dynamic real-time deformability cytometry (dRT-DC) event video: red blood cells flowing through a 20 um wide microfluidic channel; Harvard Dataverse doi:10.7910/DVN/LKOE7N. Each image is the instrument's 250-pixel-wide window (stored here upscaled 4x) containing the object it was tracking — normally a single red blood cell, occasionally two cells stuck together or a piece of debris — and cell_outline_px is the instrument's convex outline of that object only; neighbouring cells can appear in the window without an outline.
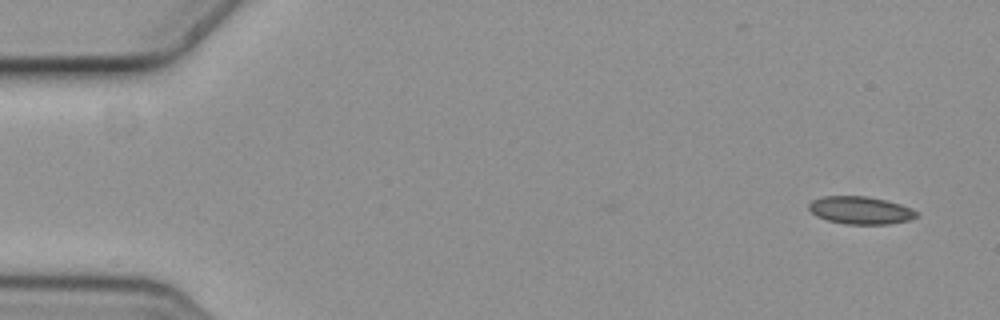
{"species": "common noctule bat (a hibernating species)", "species_latin": "Nyctalus noctula", "temperature_condition": "cold", "stored_images_in_passage": 5, "camera_frame_rate_fps": 3000, "um_per_image_px": 0.085, "animal": {"sex": "female", "body_mass_g": 19.3, "forearm_length_mm": 54.1}, "frame": {"image": 1, "passage_image": 1, "time_ms": 0.0, "image_size_px": [1000, 320], "cell_outline_px": [[920, 212], [916, 216], [908, 220], [888, 224], [844, 224], [828, 220], [816, 216], [808, 208], [808, 204], [812, 200], [824, 196], [868, 196], [900, 204], [912, 208]], "centroid_in_image_um": [73.13, 17.87], "position_along_channel_um": 11.9, "area_um2": 17.34}}